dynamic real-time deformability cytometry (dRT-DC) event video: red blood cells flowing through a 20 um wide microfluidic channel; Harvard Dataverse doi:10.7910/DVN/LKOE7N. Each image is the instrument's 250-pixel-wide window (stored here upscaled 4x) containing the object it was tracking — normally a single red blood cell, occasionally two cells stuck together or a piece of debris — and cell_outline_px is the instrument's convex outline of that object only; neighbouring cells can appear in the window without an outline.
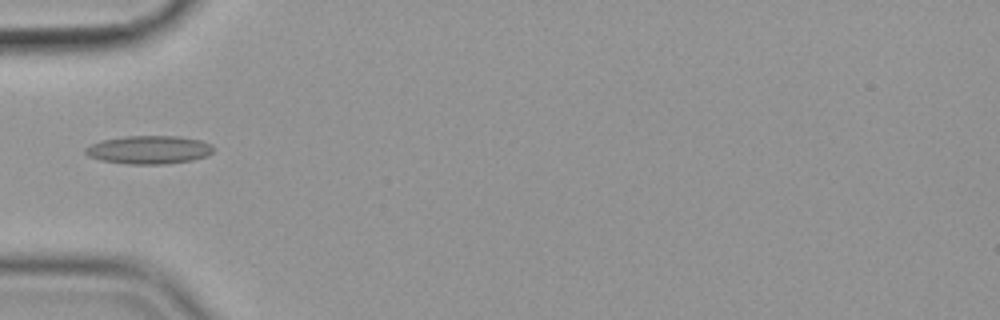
{"species": "common noctule bat (a hibernating species)", "species_latin": "Nyctalus noctula", "temperature_condition": "cold", "stored_images_in_passage": 38, "camera_frame_rate_fps": 3000, "um_per_image_px": 0.085, "animal": {"sex": "female", "body_mass_g": 19.9}, "frame": {"image": 1, "passage_image": 1, "time_ms": 0.0, "image_size_px": [1000, 320], "cell_outline_px": [[212, 152], [208, 156], [192, 160], [164, 164], [128, 164], [100, 160], [88, 156], [84, 152], [84, 148], [100, 140], [124, 136], [176, 136], [200, 140], [212, 144]], "centroid_in_image_um": [12.64, 12.73], "position_along_channel_um": 72.4, "area_um2": 21.15}}
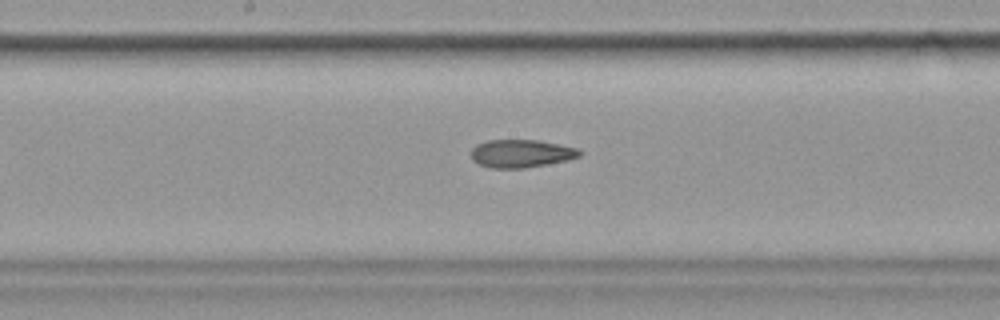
{"frame": {"image": 2, "passage_image": 12, "time_ms": 3.667, "image_size_px": [1000, 320], "cell_outline_px": [[584, 152], [580, 156], [568, 160], [524, 168], [492, 168], [480, 164], [472, 160], [472, 148], [476, 144], [488, 140], [540, 140], [576, 148]], "centroid_in_image_um": [44.31, 13.04], "position_along_channel_um": 203.9, "area_um2": 17.63}}
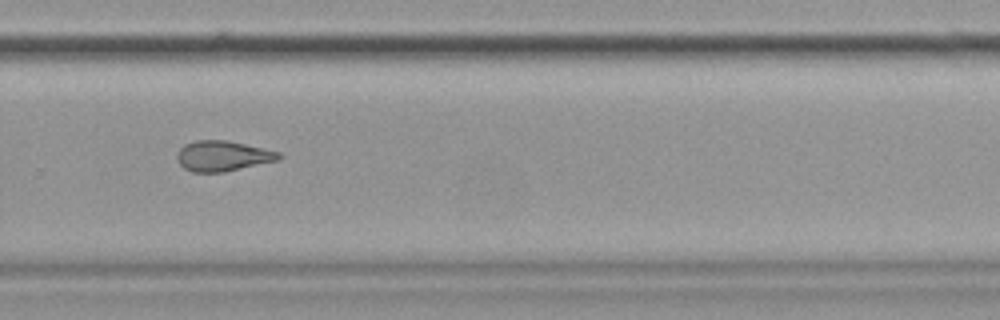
{"frame": {"image": 3, "passage_image": 21, "time_ms": 6.667, "image_size_px": [1000, 320], "cell_outline_px": [[284, 156], [280, 160], [224, 172], [192, 172], [184, 168], [176, 160], [176, 156], [180, 148], [184, 144], [196, 140], [228, 140], [264, 148], [280, 152]], "centroid_in_image_um": [18.95, 13.25], "position_along_channel_um": 310.8, "area_um2": 18.26}, "authors_computed_cell_mechanics": {"area_um2": 18.1781, "velocity_mm_per_s": 3.5765, "shape_relaxation_time_tau1_ms": null, "shape_relaxation_time_tau2_ms": 5.2722, "deformation_change_tau1": null, "deformation_change_tau2": 0.149}}